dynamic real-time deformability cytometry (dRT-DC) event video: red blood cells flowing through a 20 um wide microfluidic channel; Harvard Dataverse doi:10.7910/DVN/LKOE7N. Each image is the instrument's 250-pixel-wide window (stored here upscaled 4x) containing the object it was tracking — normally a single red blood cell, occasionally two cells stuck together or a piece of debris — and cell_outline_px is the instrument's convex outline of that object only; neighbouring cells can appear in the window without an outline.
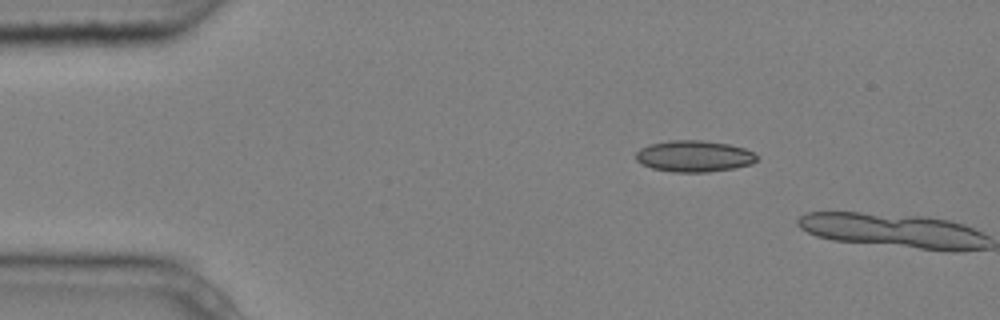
{"species": "common noctule bat (a hibernating species)", "species_latin": "Nyctalus noctula", "temperature_condition": "cold", "stored_images_in_passage": 2, "camera_frame_rate_fps": 3000, "um_per_image_px": 0.085, "animal": {"sex": "male", "body_mass_g": 20.4}, "frame": {"image": 1, "passage_image": 1, "time_ms": 0.0, "image_size_px": [1000, 320], "cell_outline_px": [[756, 160], [752, 164], [736, 168], [708, 172], [676, 172], [652, 168], [636, 160], [636, 152], [640, 148], [648, 144], [668, 140], [700, 140], [728, 144], [744, 148], [752, 152], [756, 156]], "centroid_in_image_um": [58.98, 13.27], "position_along_channel_um": 26.0, "area_um2": 22.08}}